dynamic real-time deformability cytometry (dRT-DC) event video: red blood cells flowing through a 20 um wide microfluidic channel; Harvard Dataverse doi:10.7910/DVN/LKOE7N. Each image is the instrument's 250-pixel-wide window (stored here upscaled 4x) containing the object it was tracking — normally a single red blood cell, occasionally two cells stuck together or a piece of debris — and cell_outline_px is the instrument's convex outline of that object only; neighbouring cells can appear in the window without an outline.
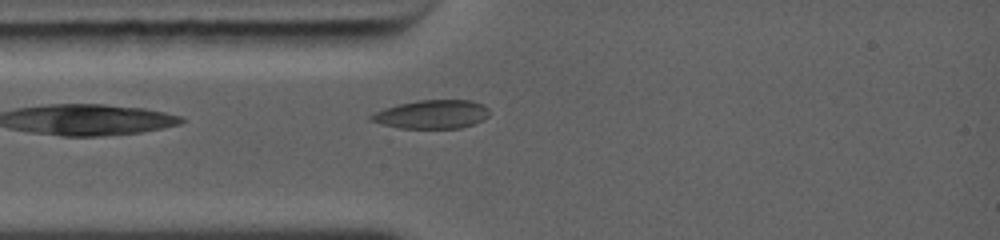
{"species": "common noctule bat (a hibernating species)", "species_latin": "Nyctalus noctula", "temperature_condition": "warm", "stored_images_in_passage": 21, "camera_frame_rate_fps": 5000, "um_per_image_px": 0.085, "animal": {"sex": "female", "body_mass_g": 19.0, "forearm_length_mm": 56.7}, "frame": {"image": 1, "passage_image": 2, "time_ms": 0.6, "image_size_px": [1000, 240], "cell_outline_px": [[488, 116], [472, 124], [460, 128], [400, 128], [380, 124], [368, 120], [368, 116], [384, 108], [396, 104], [416, 100], [472, 100], [484, 104], [488, 108]], "centroid_in_image_um": [36.66, 9.71], "position_along_channel_um": 48.3, "area_um2": 19.83}}
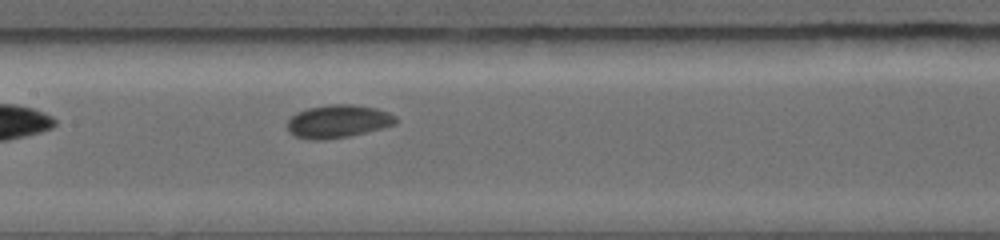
{"frame": {"image": 2, "passage_image": 8, "time_ms": 3.6, "image_size_px": [1000, 240], "cell_outline_px": [[396, 124], [348, 136], [324, 140], [312, 140], [296, 136], [288, 132], [288, 120], [296, 112], [308, 108], [328, 104], [352, 104], [376, 108], [388, 112], [396, 116]], "centroid_in_image_um": [28.71, 10.3], "position_along_channel_um": 178.7, "area_um2": 20.75}}
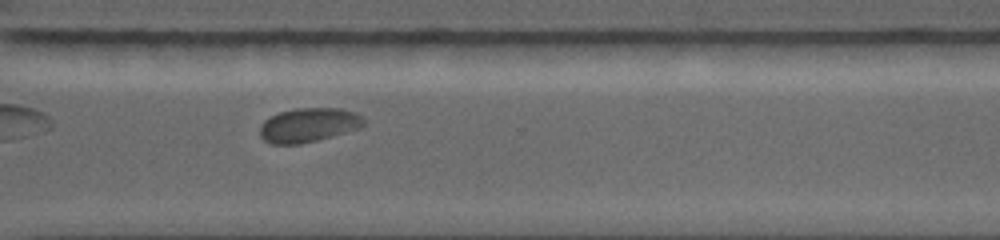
{"frame": {"image": 3, "passage_image": 15, "time_ms": 7.4, "image_size_px": [1000, 240], "cell_outline_px": [[364, 124], [356, 128], [316, 140], [296, 144], [272, 144], [264, 140], [260, 136], [260, 124], [264, 120], [280, 112], [296, 108], [340, 108], [356, 112], [364, 120]], "centroid_in_image_um": [26.17, 10.61], "position_along_channel_um": 344.4, "area_um2": 20.29}, "authors_computed_cell_mechanics": {"area_um2": 20.0566, "velocity_mm_per_s": 4.3487, "shape_relaxation_time_tau1_ms": 3.1252, "shape_relaxation_time_tau2_ms": 1.7131, "deformation_change_tau1": 0.0672, "deformation_change_tau2": 0.0481}}